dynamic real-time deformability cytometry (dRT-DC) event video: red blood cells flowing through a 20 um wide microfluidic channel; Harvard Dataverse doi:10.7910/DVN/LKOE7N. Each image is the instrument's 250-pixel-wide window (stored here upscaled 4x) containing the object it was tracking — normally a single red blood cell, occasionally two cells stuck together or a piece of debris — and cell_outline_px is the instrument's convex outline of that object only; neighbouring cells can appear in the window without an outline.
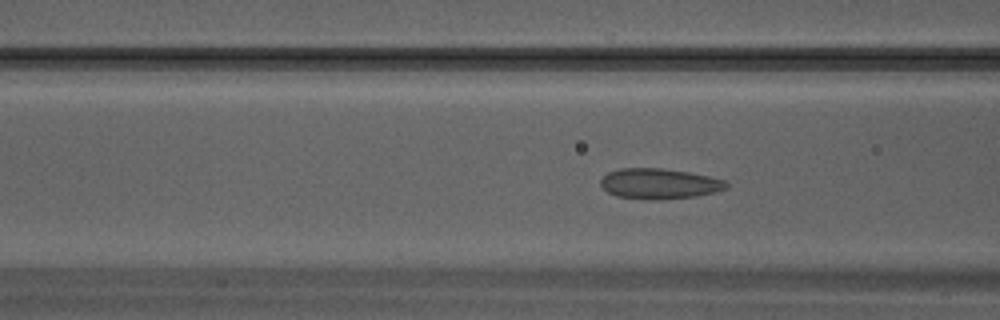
{"species": "Egyptian fruit bat (a non-hibernating species)", "species_latin": "Rousettus aegyptiacus", "temperature_condition": "warm", "stored_images_in_passage": 10, "camera_frame_rate_fps": 3000, "um_per_image_px": 0.085, "animal": {"sex": "male"}, "frame": {"image": 1, "passage_image": 10, "time_ms": 3.0, "image_size_px": [1000, 320], "cell_outline_px": [[728, 188], [696, 196], [660, 200], [648, 200], [616, 196], [608, 192], [600, 184], [600, 180], [608, 172], [620, 168], [660, 168], [688, 172], [708, 176], [724, 180], [728, 184]], "centroid_in_image_um": [56.01, 15.62], "position_along_channel_um": 110.6, "area_um2": 22.25}}